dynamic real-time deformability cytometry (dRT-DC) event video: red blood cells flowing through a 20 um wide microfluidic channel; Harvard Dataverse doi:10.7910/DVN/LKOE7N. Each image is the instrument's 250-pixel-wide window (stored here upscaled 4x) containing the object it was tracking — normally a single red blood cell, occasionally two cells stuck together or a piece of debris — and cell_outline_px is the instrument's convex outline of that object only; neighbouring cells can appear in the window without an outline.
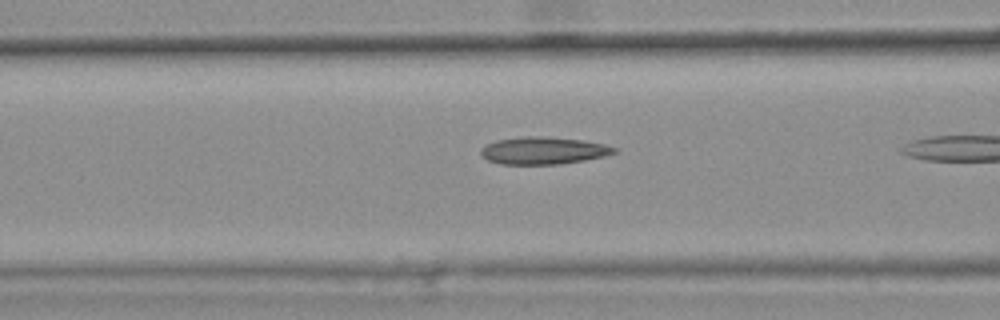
{"species": "common noctule bat (a hibernating species)", "species_latin": "Nyctalus noctula", "temperature_condition": "warm", "stored_images_in_passage": 16, "camera_frame_rate_fps": 3000, "um_per_image_px": 0.085, "animal": {"sex": "female", "body_mass_g": 25.1}, "frame": {"image": 1, "passage_image": 12, "time_ms": 3.667, "image_size_px": [1000, 320], "cell_outline_px": [[616, 152], [604, 156], [584, 160], [560, 164], [500, 164], [488, 160], [480, 156], [480, 152], [488, 144], [496, 140], [524, 136], [540, 136], [584, 140], [604, 144], [616, 148]], "centroid_in_image_um": [46.18, 12.8], "position_along_channel_um": 120.4, "area_um2": 21.1}}